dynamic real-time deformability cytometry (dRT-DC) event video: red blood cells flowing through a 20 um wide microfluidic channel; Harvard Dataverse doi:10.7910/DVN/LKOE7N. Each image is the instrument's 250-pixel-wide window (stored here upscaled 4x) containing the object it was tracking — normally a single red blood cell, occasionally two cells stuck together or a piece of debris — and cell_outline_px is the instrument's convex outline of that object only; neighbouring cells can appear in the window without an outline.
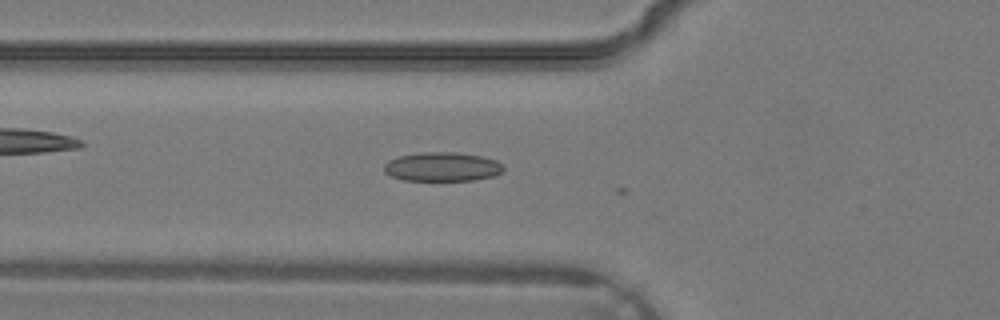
{"species": "common noctule bat (a hibernating species)", "species_latin": "Nyctalus noctula", "temperature_condition": "warm", "stored_images_in_passage": 7, "camera_frame_rate_fps": 3000, "um_per_image_px": 0.085, "animal": {"sex": "male", "body_mass_g": 19.2, "forearm_length_mm": 51.8}, "frame": {"image": 1, "passage_image": 2, "time_ms": 0.333, "image_size_px": [1000, 320], "cell_outline_px": [[504, 168], [500, 172], [492, 176], [472, 180], [404, 180], [392, 176], [384, 172], [384, 164], [388, 160], [396, 156], [420, 152], [456, 152], [480, 156], [496, 160], [504, 164]], "centroid_in_image_um": [37.56, 14.16], "position_along_channel_um": 88.2, "area_um2": 20.23}}
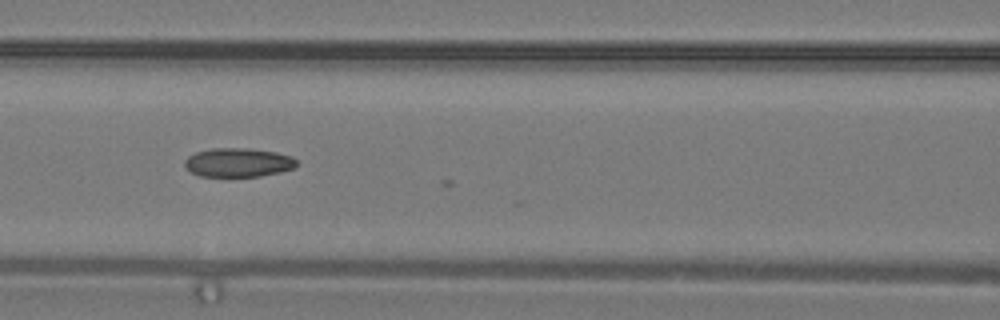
{"frame": {"image": 2, "passage_image": 5, "time_ms": 1.333, "image_size_px": [1000, 320], "cell_outline_px": [[296, 164], [292, 168], [280, 172], [260, 176], [200, 176], [192, 172], [184, 164], [184, 160], [188, 156], [196, 152], [212, 148], [248, 148], [276, 152], [292, 156], [296, 160]], "centroid_in_image_um": [20.24, 13.8], "position_along_channel_um": 146.4, "area_um2": 18.73}}